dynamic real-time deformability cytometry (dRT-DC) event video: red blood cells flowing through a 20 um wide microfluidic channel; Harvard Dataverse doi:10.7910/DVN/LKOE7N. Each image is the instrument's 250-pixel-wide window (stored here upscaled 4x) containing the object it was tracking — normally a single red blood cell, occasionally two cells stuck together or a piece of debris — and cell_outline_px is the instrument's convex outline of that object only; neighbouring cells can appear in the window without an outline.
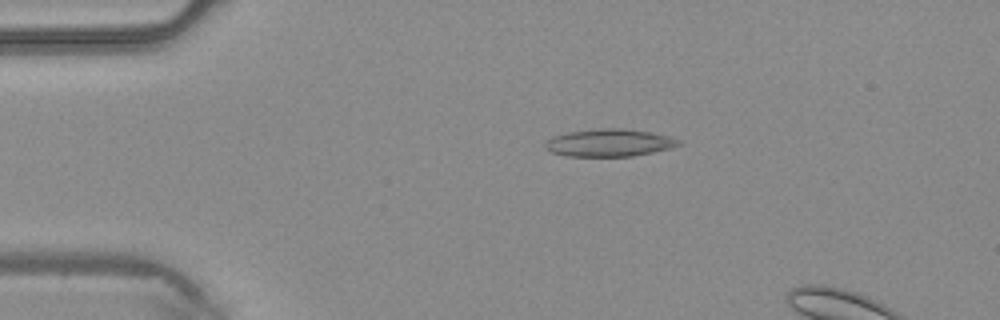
{"species": "common noctule bat (a hibernating species)", "species_latin": "Nyctalus noctula", "temperature_condition": "warm", "stored_images_in_passage": 4, "camera_frame_rate_fps": 3000, "um_per_image_px": 0.085, "animal": {"sex": "male", "body_mass_g": 20.4}, "frame": {"image": 1, "passage_image": 3, "time_ms": 0.667, "image_size_px": [1000, 320], "cell_outline_px": [[684, 144], [652, 152], [632, 156], [564, 156], [552, 152], [544, 148], [544, 144], [552, 136], [568, 132], [600, 128], [624, 128], [652, 132], [672, 136], [680, 140]], "centroid_in_image_um": [51.8, 12.12], "position_along_channel_um": 33.2, "area_um2": 21.56}}